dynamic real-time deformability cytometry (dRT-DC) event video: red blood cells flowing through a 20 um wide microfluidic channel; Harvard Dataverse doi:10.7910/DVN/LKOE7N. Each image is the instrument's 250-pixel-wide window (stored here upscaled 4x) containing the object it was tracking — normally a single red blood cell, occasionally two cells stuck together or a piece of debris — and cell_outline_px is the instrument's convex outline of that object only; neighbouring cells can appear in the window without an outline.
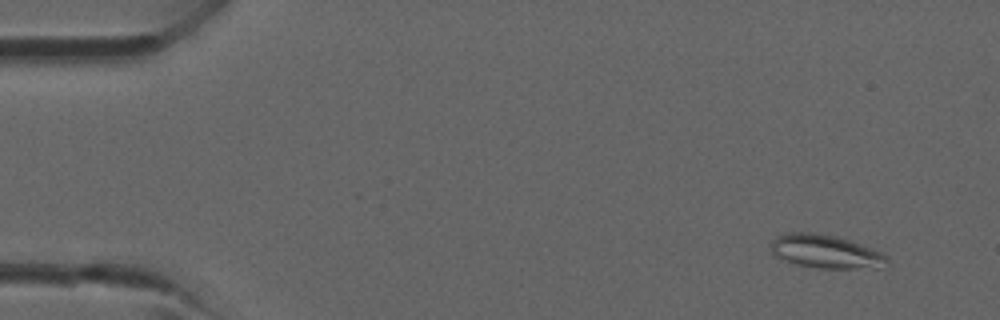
{"species": "common noctule bat (a hibernating species)", "species_latin": "Nyctalus noctula", "temperature_condition": "room temperature", "stored_images_in_passage": 40, "camera_frame_rate_fps": 3000, "um_per_image_px": 0.085, "animal": {"sex": "male", "forearm_length_mm": 52.5}, "frame": {"image": 1, "passage_image": 3, "time_ms": 0.667, "image_size_px": [1000, 320], "cell_outline_px": [[888, 264], [876, 268], [816, 268], [796, 264], [776, 256], [772, 252], [772, 240], [776, 236], [784, 232], [812, 232], [836, 236], [872, 248], [888, 256]], "centroid_in_image_um": [70.18, 21.37], "position_along_channel_um": 14.8, "area_um2": 22.6}}
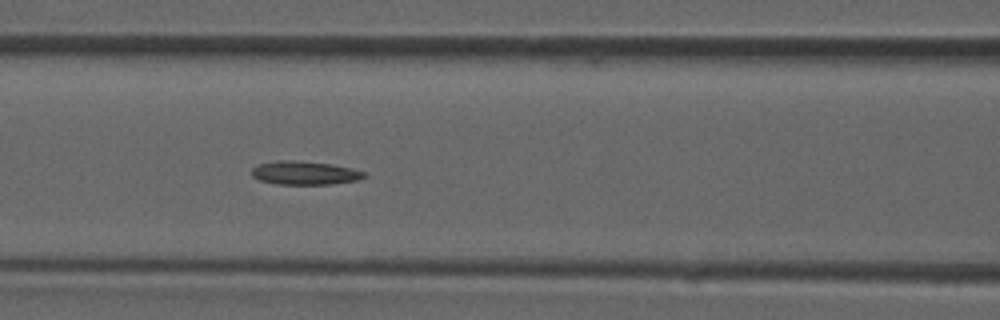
{"frame": {"image": 2, "passage_image": 17, "time_ms": 5.333, "image_size_px": [1000, 320], "cell_outline_px": [[368, 176], [360, 180], [328, 184], [276, 184], [260, 180], [252, 176], [252, 168], [256, 164], [276, 160], [292, 160], [332, 164], [352, 168], [364, 172]], "centroid_in_image_um": [25.9, 14.69], "position_along_channel_um": 140.7, "area_um2": 15.55}}
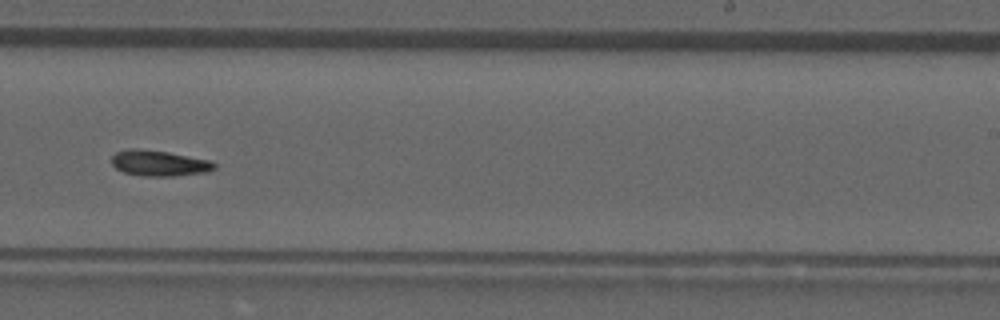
{"frame": {"image": 3, "passage_image": 25, "time_ms": 8.0, "image_size_px": [1000, 320], "cell_outline_px": [[216, 168], [208, 172], [172, 176], [140, 176], [124, 172], [116, 168], [112, 164], [112, 156], [116, 152], [128, 148], [136, 148], [168, 152], [212, 160], [216, 164]], "centroid_in_image_um": [13.55, 13.87], "position_along_channel_um": 275.5, "area_um2": 15.55}}